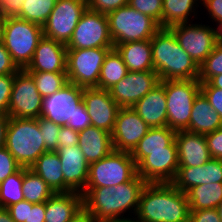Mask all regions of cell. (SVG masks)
Listing matches in <instances>:
<instances>
[{"label":"cell","instance_id":"6","mask_svg":"<svg viewBox=\"0 0 222 222\" xmlns=\"http://www.w3.org/2000/svg\"><path fill=\"white\" fill-rule=\"evenodd\" d=\"M107 19L114 47L127 42L151 40L161 28L153 18L129 5L108 13Z\"/></svg>","mask_w":222,"mask_h":222},{"label":"cell","instance_id":"29","mask_svg":"<svg viewBox=\"0 0 222 222\" xmlns=\"http://www.w3.org/2000/svg\"><path fill=\"white\" fill-rule=\"evenodd\" d=\"M114 48L121 55L128 71H154L151 40L117 44Z\"/></svg>","mask_w":222,"mask_h":222},{"label":"cell","instance_id":"8","mask_svg":"<svg viewBox=\"0 0 222 222\" xmlns=\"http://www.w3.org/2000/svg\"><path fill=\"white\" fill-rule=\"evenodd\" d=\"M137 166L129 152L113 150L99 161L89 164L86 187H110L131 181Z\"/></svg>","mask_w":222,"mask_h":222},{"label":"cell","instance_id":"59","mask_svg":"<svg viewBox=\"0 0 222 222\" xmlns=\"http://www.w3.org/2000/svg\"><path fill=\"white\" fill-rule=\"evenodd\" d=\"M119 222H142V221H139L137 220L135 217L133 218H126L124 220H120Z\"/></svg>","mask_w":222,"mask_h":222},{"label":"cell","instance_id":"35","mask_svg":"<svg viewBox=\"0 0 222 222\" xmlns=\"http://www.w3.org/2000/svg\"><path fill=\"white\" fill-rule=\"evenodd\" d=\"M23 167L8 176L0 183V208H8L24 200L23 192Z\"/></svg>","mask_w":222,"mask_h":222},{"label":"cell","instance_id":"48","mask_svg":"<svg viewBox=\"0 0 222 222\" xmlns=\"http://www.w3.org/2000/svg\"><path fill=\"white\" fill-rule=\"evenodd\" d=\"M190 211L189 222H221L216 208Z\"/></svg>","mask_w":222,"mask_h":222},{"label":"cell","instance_id":"28","mask_svg":"<svg viewBox=\"0 0 222 222\" xmlns=\"http://www.w3.org/2000/svg\"><path fill=\"white\" fill-rule=\"evenodd\" d=\"M175 134L176 131L168 126L149 128L131 152L136 166L146 157V151L177 150Z\"/></svg>","mask_w":222,"mask_h":222},{"label":"cell","instance_id":"50","mask_svg":"<svg viewBox=\"0 0 222 222\" xmlns=\"http://www.w3.org/2000/svg\"><path fill=\"white\" fill-rule=\"evenodd\" d=\"M25 222H45V202L38 204L28 202Z\"/></svg>","mask_w":222,"mask_h":222},{"label":"cell","instance_id":"32","mask_svg":"<svg viewBox=\"0 0 222 222\" xmlns=\"http://www.w3.org/2000/svg\"><path fill=\"white\" fill-rule=\"evenodd\" d=\"M55 3L56 0H20L10 12L26 21L43 26Z\"/></svg>","mask_w":222,"mask_h":222},{"label":"cell","instance_id":"21","mask_svg":"<svg viewBox=\"0 0 222 222\" xmlns=\"http://www.w3.org/2000/svg\"><path fill=\"white\" fill-rule=\"evenodd\" d=\"M175 142L179 167L202 166L212 158L204 134L186 130L176 131Z\"/></svg>","mask_w":222,"mask_h":222},{"label":"cell","instance_id":"49","mask_svg":"<svg viewBox=\"0 0 222 222\" xmlns=\"http://www.w3.org/2000/svg\"><path fill=\"white\" fill-rule=\"evenodd\" d=\"M91 119L88 115V112L86 110V106L84 102H82L75 112V115L73 117V130L75 131H82L86 129L87 127L91 126Z\"/></svg>","mask_w":222,"mask_h":222},{"label":"cell","instance_id":"44","mask_svg":"<svg viewBox=\"0 0 222 222\" xmlns=\"http://www.w3.org/2000/svg\"><path fill=\"white\" fill-rule=\"evenodd\" d=\"M205 137L211 157L222 160V127L205 134Z\"/></svg>","mask_w":222,"mask_h":222},{"label":"cell","instance_id":"23","mask_svg":"<svg viewBox=\"0 0 222 222\" xmlns=\"http://www.w3.org/2000/svg\"><path fill=\"white\" fill-rule=\"evenodd\" d=\"M132 108L150 128L167 126V101L163 81Z\"/></svg>","mask_w":222,"mask_h":222},{"label":"cell","instance_id":"53","mask_svg":"<svg viewBox=\"0 0 222 222\" xmlns=\"http://www.w3.org/2000/svg\"><path fill=\"white\" fill-rule=\"evenodd\" d=\"M69 222H96L94 218L83 208Z\"/></svg>","mask_w":222,"mask_h":222},{"label":"cell","instance_id":"7","mask_svg":"<svg viewBox=\"0 0 222 222\" xmlns=\"http://www.w3.org/2000/svg\"><path fill=\"white\" fill-rule=\"evenodd\" d=\"M167 101V126L175 131L189 127L195 97L201 91L198 79L163 80Z\"/></svg>","mask_w":222,"mask_h":222},{"label":"cell","instance_id":"1","mask_svg":"<svg viewBox=\"0 0 222 222\" xmlns=\"http://www.w3.org/2000/svg\"><path fill=\"white\" fill-rule=\"evenodd\" d=\"M146 184L137 174L131 181L116 186L85 187L81 193L83 208L96 222H119L131 218L137 212L140 195ZM126 212L130 217L124 216Z\"/></svg>","mask_w":222,"mask_h":222},{"label":"cell","instance_id":"10","mask_svg":"<svg viewBox=\"0 0 222 222\" xmlns=\"http://www.w3.org/2000/svg\"><path fill=\"white\" fill-rule=\"evenodd\" d=\"M111 49L113 48L67 49L68 82L82 88L97 87L101 67Z\"/></svg>","mask_w":222,"mask_h":222},{"label":"cell","instance_id":"2","mask_svg":"<svg viewBox=\"0 0 222 222\" xmlns=\"http://www.w3.org/2000/svg\"><path fill=\"white\" fill-rule=\"evenodd\" d=\"M190 212L186 194L172 183H147L134 217L142 222H189Z\"/></svg>","mask_w":222,"mask_h":222},{"label":"cell","instance_id":"22","mask_svg":"<svg viewBox=\"0 0 222 222\" xmlns=\"http://www.w3.org/2000/svg\"><path fill=\"white\" fill-rule=\"evenodd\" d=\"M222 183V160L211 158L202 166L179 167L172 184L182 192L197 185Z\"/></svg>","mask_w":222,"mask_h":222},{"label":"cell","instance_id":"56","mask_svg":"<svg viewBox=\"0 0 222 222\" xmlns=\"http://www.w3.org/2000/svg\"><path fill=\"white\" fill-rule=\"evenodd\" d=\"M208 82L213 87L222 89V74H218V75L213 76Z\"/></svg>","mask_w":222,"mask_h":222},{"label":"cell","instance_id":"58","mask_svg":"<svg viewBox=\"0 0 222 222\" xmlns=\"http://www.w3.org/2000/svg\"><path fill=\"white\" fill-rule=\"evenodd\" d=\"M216 209H217V211H218L220 220H221V222H222V200H221V202L218 204V206H217Z\"/></svg>","mask_w":222,"mask_h":222},{"label":"cell","instance_id":"46","mask_svg":"<svg viewBox=\"0 0 222 222\" xmlns=\"http://www.w3.org/2000/svg\"><path fill=\"white\" fill-rule=\"evenodd\" d=\"M58 148L73 147L79 144V132L63 125L58 133Z\"/></svg>","mask_w":222,"mask_h":222},{"label":"cell","instance_id":"31","mask_svg":"<svg viewBox=\"0 0 222 222\" xmlns=\"http://www.w3.org/2000/svg\"><path fill=\"white\" fill-rule=\"evenodd\" d=\"M190 210L217 208L222 200V183L197 185L185 192Z\"/></svg>","mask_w":222,"mask_h":222},{"label":"cell","instance_id":"4","mask_svg":"<svg viewBox=\"0 0 222 222\" xmlns=\"http://www.w3.org/2000/svg\"><path fill=\"white\" fill-rule=\"evenodd\" d=\"M5 147L21 167L30 168L47 152L39 118H10Z\"/></svg>","mask_w":222,"mask_h":222},{"label":"cell","instance_id":"19","mask_svg":"<svg viewBox=\"0 0 222 222\" xmlns=\"http://www.w3.org/2000/svg\"><path fill=\"white\" fill-rule=\"evenodd\" d=\"M67 47L65 44L47 38L39 41L26 72L66 73Z\"/></svg>","mask_w":222,"mask_h":222},{"label":"cell","instance_id":"5","mask_svg":"<svg viewBox=\"0 0 222 222\" xmlns=\"http://www.w3.org/2000/svg\"><path fill=\"white\" fill-rule=\"evenodd\" d=\"M43 36L42 26L8 12L2 43L20 70H24L31 62L35 49Z\"/></svg>","mask_w":222,"mask_h":222},{"label":"cell","instance_id":"26","mask_svg":"<svg viewBox=\"0 0 222 222\" xmlns=\"http://www.w3.org/2000/svg\"><path fill=\"white\" fill-rule=\"evenodd\" d=\"M30 169L39 175L54 193L73 191L64 182L60 157L56 151H47L42 154Z\"/></svg>","mask_w":222,"mask_h":222},{"label":"cell","instance_id":"3","mask_svg":"<svg viewBox=\"0 0 222 222\" xmlns=\"http://www.w3.org/2000/svg\"><path fill=\"white\" fill-rule=\"evenodd\" d=\"M154 71L163 80L198 79L199 66L178 44L169 28H160L151 38Z\"/></svg>","mask_w":222,"mask_h":222},{"label":"cell","instance_id":"55","mask_svg":"<svg viewBox=\"0 0 222 222\" xmlns=\"http://www.w3.org/2000/svg\"><path fill=\"white\" fill-rule=\"evenodd\" d=\"M20 0H0V8L11 11Z\"/></svg>","mask_w":222,"mask_h":222},{"label":"cell","instance_id":"11","mask_svg":"<svg viewBox=\"0 0 222 222\" xmlns=\"http://www.w3.org/2000/svg\"><path fill=\"white\" fill-rule=\"evenodd\" d=\"M67 49L114 48L106 14L89 10L82 14Z\"/></svg>","mask_w":222,"mask_h":222},{"label":"cell","instance_id":"18","mask_svg":"<svg viewBox=\"0 0 222 222\" xmlns=\"http://www.w3.org/2000/svg\"><path fill=\"white\" fill-rule=\"evenodd\" d=\"M82 99L92 126L112 133L120 107L111 97L109 90L96 87L83 88Z\"/></svg>","mask_w":222,"mask_h":222},{"label":"cell","instance_id":"9","mask_svg":"<svg viewBox=\"0 0 222 222\" xmlns=\"http://www.w3.org/2000/svg\"><path fill=\"white\" fill-rule=\"evenodd\" d=\"M214 26L189 22L169 29L182 49L200 66L220 40V31Z\"/></svg>","mask_w":222,"mask_h":222},{"label":"cell","instance_id":"12","mask_svg":"<svg viewBox=\"0 0 222 222\" xmlns=\"http://www.w3.org/2000/svg\"><path fill=\"white\" fill-rule=\"evenodd\" d=\"M87 8V0H56L42 26L44 36L66 45Z\"/></svg>","mask_w":222,"mask_h":222},{"label":"cell","instance_id":"37","mask_svg":"<svg viewBox=\"0 0 222 222\" xmlns=\"http://www.w3.org/2000/svg\"><path fill=\"white\" fill-rule=\"evenodd\" d=\"M222 74V41L219 40L213 51L199 66L198 80L208 82L213 76Z\"/></svg>","mask_w":222,"mask_h":222},{"label":"cell","instance_id":"52","mask_svg":"<svg viewBox=\"0 0 222 222\" xmlns=\"http://www.w3.org/2000/svg\"><path fill=\"white\" fill-rule=\"evenodd\" d=\"M9 116H0V148L4 147L6 144V135L9 125Z\"/></svg>","mask_w":222,"mask_h":222},{"label":"cell","instance_id":"60","mask_svg":"<svg viewBox=\"0 0 222 222\" xmlns=\"http://www.w3.org/2000/svg\"><path fill=\"white\" fill-rule=\"evenodd\" d=\"M220 40L222 41V30L220 31Z\"/></svg>","mask_w":222,"mask_h":222},{"label":"cell","instance_id":"38","mask_svg":"<svg viewBox=\"0 0 222 222\" xmlns=\"http://www.w3.org/2000/svg\"><path fill=\"white\" fill-rule=\"evenodd\" d=\"M128 5L153 18L162 28L163 0H129Z\"/></svg>","mask_w":222,"mask_h":222},{"label":"cell","instance_id":"20","mask_svg":"<svg viewBox=\"0 0 222 222\" xmlns=\"http://www.w3.org/2000/svg\"><path fill=\"white\" fill-rule=\"evenodd\" d=\"M60 157L64 182L75 192L82 193L85 190L89 163L79 145L73 147L58 148L56 150Z\"/></svg>","mask_w":222,"mask_h":222},{"label":"cell","instance_id":"45","mask_svg":"<svg viewBox=\"0 0 222 222\" xmlns=\"http://www.w3.org/2000/svg\"><path fill=\"white\" fill-rule=\"evenodd\" d=\"M201 5L206 9L212 22L216 23V28L222 30V0H201Z\"/></svg>","mask_w":222,"mask_h":222},{"label":"cell","instance_id":"41","mask_svg":"<svg viewBox=\"0 0 222 222\" xmlns=\"http://www.w3.org/2000/svg\"><path fill=\"white\" fill-rule=\"evenodd\" d=\"M20 168L21 166L17 163L6 147L4 146L0 148V183L8 176L17 172Z\"/></svg>","mask_w":222,"mask_h":222},{"label":"cell","instance_id":"17","mask_svg":"<svg viewBox=\"0 0 222 222\" xmlns=\"http://www.w3.org/2000/svg\"><path fill=\"white\" fill-rule=\"evenodd\" d=\"M179 168L177 150L146 151L137 174L147 183H172Z\"/></svg>","mask_w":222,"mask_h":222},{"label":"cell","instance_id":"34","mask_svg":"<svg viewBox=\"0 0 222 222\" xmlns=\"http://www.w3.org/2000/svg\"><path fill=\"white\" fill-rule=\"evenodd\" d=\"M22 192L24 200L33 204L47 201L54 192L47 183L30 168L23 167Z\"/></svg>","mask_w":222,"mask_h":222},{"label":"cell","instance_id":"13","mask_svg":"<svg viewBox=\"0 0 222 222\" xmlns=\"http://www.w3.org/2000/svg\"><path fill=\"white\" fill-rule=\"evenodd\" d=\"M43 97L40 95L32 76L25 70L15 74L12 86L8 116L10 118H39Z\"/></svg>","mask_w":222,"mask_h":222},{"label":"cell","instance_id":"51","mask_svg":"<svg viewBox=\"0 0 222 222\" xmlns=\"http://www.w3.org/2000/svg\"><path fill=\"white\" fill-rule=\"evenodd\" d=\"M28 201L22 200L16 204L10 205L7 210L14 222H25L27 214Z\"/></svg>","mask_w":222,"mask_h":222},{"label":"cell","instance_id":"15","mask_svg":"<svg viewBox=\"0 0 222 222\" xmlns=\"http://www.w3.org/2000/svg\"><path fill=\"white\" fill-rule=\"evenodd\" d=\"M155 71H128L109 92L120 108L133 107L142 97L160 83Z\"/></svg>","mask_w":222,"mask_h":222},{"label":"cell","instance_id":"43","mask_svg":"<svg viewBox=\"0 0 222 222\" xmlns=\"http://www.w3.org/2000/svg\"><path fill=\"white\" fill-rule=\"evenodd\" d=\"M201 92L222 118V89L213 87L209 82H204L201 83Z\"/></svg>","mask_w":222,"mask_h":222},{"label":"cell","instance_id":"54","mask_svg":"<svg viewBox=\"0 0 222 222\" xmlns=\"http://www.w3.org/2000/svg\"><path fill=\"white\" fill-rule=\"evenodd\" d=\"M8 10L0 8V41L3 38L4 24L7 18Z\"/></svg>","mask_w":222,"mask_h":222},{"label":"cell","instance_id":"36","mask_svg":"<svg viewBox=\"0 0 222 222\" xmlns=\"http://www.w3.org/2000/svg\"><path fill=\"white\" fill-rule=\"evenodd\" d=\"M34 79L37 90L44 98L56 93L68 83L67 73L28 72Z\"/></svg>","mask_w":222,"mask_h":222},{"label":"cell","instance_id":"40","mask_svg":"<svg viewBox=\"0 0 222 222\" xmlns=\"http://www.w3.org/2000/svg\"><path fill=\"white\" fill-rule=\"evenodd\" d=\"M14 79L15 74L0 75V116H8Z\"/></svg>","mask_w":222,"mask_h":222},{"label":"cell","instance_id":"42","mask_svg":"<svg viewBox=\"0 0 222 222\" xmlns=\"http://www.w3.org/2000/svg\"><path fill=\"white\" fill-rule=\"evenodd\" d=\"M129 0H87L89 10L108 14L116 9L128 5Z\"/></svg>","mask_w":222,"mask_h":222},{"label":"cell","instance_id":"24","mask_svg":"<svg viewBox=\"0 0 222 222\" xmlns=\"http://www.w3.org/2000/svg\"><path fill=\"white\" fill-rule=\"evenodd\" d=\"M83 209L79 192L54 193L45 201V222H69Z\"/></svg>","mask_w":222,"mask_h":222},{"label":"cell","instance_id":"57","mask_svg":"<svg viewBox=\"0 0 222 222\" xmlns=\"http://www.w3.org/2000/svg\"><path fill=\"white\" fill-rule=\"evenodd\" d=\"M0 222H14L6 208H0Z\"/></svg>","mask_w":222,"mask_h":222},{"label":"cell","instance_id":"33","mask_svg":"<svg viewBox=\"0 0 222 222\" xmlns=\"http://www.w3.org/2000/svg\"><path fill=\"white\" fill-rule=\"evenodd\" d=\"M128 73L126 64L115 48L111 49L101 67L98 86L96 88L109 90Z\"/></svg>","mask_w":222,"mask_h":222},{"label":"cell","instance_id":"14","mask_svg":"<svg viewBox=\"0 0 222 222\" xmlns=\"http://www.w3.org/2000/svg\"><path fill=\"white\" fill-rule=\"evenodd\" d=\"M82 91V87L68 82L56 93L43 98L40 116L73 129V117L77 107L83 102Z\"/></svg>","mask_w":222,"mask_h":222},{"label":"cell","instance_id":"25","mask_svg":"<svg viewBox=\"0 0 222 222\" xmlns=\"http://www.w3.org/2000/svg\"><path fill=\"white\" fill-rule=\"evenodd\" d=\"M78 145L89 164L99 161L114 150L111 133L92 125L79 131Z\"/></svg>","mask_w":222,"mask_h":222},{"label":"cell","instance_id":"16","mask_svg":"<svg viewBox=\"0 0 222 222\" xmlns=\"http://www.w3.org/2000/svg\"><path fill=\"white\" fill-rule=\"evenodd\" d=\"M149 128L132 107L120 108L111 133L114 150L131 153Z\"/></svg>","mask_w":222,"mask_h":222},{"label":"cell","instance_id":"47","mask_svg":"<svg viewBox=\"0 0 222 222\" xmlns=\"http://www.w3.org/2000/svg\"><path fill=\"white\" fill-rule=\"evenodd\" d=\"M19 70L4 44L0 41V75L16 74Z\"/></svg>","mask_w":222,"mask_h":222},{"label":"cell","instance_id":"27","mask_svg":"<svg viewBox=\"0 0 222 222\" xmlns=\"http://www.w3.org/2000/svg\"><path fill=\"white\" fill-rule=\"evenodd\" d=\"M220 127H222V118L200 91L194 99L189 127L186 131L205 135Z\"/></svg>","mask_w":222,"mask_h":222},{"label":"cell","instance_id":"30","mask_svg":"<svg viewBox=\"0 0 222 222\" xmlns=\"http://www.w3.org/2000/svg\"><path fill=\"white\" fill-rule=\"evenodd\" d=\"M200 4L201 0H163L162 28L189 23L191 19L194 21L193 17L198 19L197 9H201Z\"/></svg>","mask_w":222,"mask_h":222},{"label":"cell","instance_id":"39","mask_svg":"<svg viewBox=\"0 0 222 222\" xmlns=\"http://www.w3.org/2000/svg\"><path fill=\"white\" fill-rule=\"evenodd\" d=\"M39 129L43 136V141L47 151H56L58 149V133L61 126L54 122L39 117Z\"/></svg>","mask_w":222,"mask_h":222}]
</instances>
